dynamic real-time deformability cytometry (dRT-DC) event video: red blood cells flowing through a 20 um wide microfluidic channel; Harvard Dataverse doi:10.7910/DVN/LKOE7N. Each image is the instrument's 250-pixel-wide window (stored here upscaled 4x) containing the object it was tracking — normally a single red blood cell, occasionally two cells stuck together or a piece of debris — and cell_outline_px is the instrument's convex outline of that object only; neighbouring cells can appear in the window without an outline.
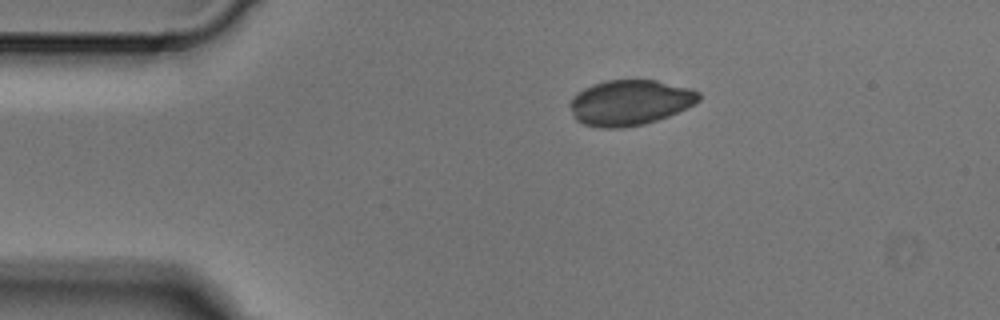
{"species": "Egyptian fruit bat (a non-hibernating species)", "species_latin": "Rousettus aegyptiacus", "temperature_condition": "cold", "stored_images_in_passage": 2, "camera_frame_rate_fps": 3000, "um_per_image_px": 0.085, "animal": {"sex": "male"}, "frame": {"image": 1, "passage_image": 1, "time_ms": 0.0, "image_size_px": [1000, 320], "cell_outline_px": [[700, 100], [688, 108], [668, 116], [644, 124], [620, 128], [600, 128], [584, 124], [576, 120], [572, 116], [568, 104], [572, 96], [584, 88], [592, 84], [608, 80], [656, 80], [692, 88], [700, 92]], "centroid_in_image_um": [53.53, 8.72], "position_along_channel_um": 31.5, "area_um2": 34.45}}